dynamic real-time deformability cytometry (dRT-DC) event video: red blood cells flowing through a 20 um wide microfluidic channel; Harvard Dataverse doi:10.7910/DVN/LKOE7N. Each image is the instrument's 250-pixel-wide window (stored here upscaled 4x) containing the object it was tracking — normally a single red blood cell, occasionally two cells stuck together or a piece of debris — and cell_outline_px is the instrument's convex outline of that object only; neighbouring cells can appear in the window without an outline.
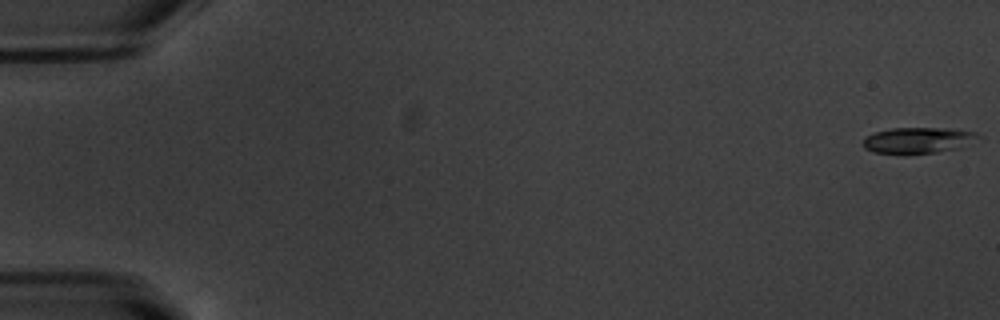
{"species": "common noctule bat (a hibernating species)", "species_latin": "Nyctalus noctula", "temperature_condition": "warm", "stored_images_in_passage": 16, "camera_frame_rate_fps": 3000, "um_per_image_px": 0.085, "animal": {"sex": "male", "body_mass_g": 20.1, "forearm_length_mm": 53.5}, "frame": {"image": 1, "passage_image": 1, "time_ms": 0.0, "image_size_px": [1000, 320], "cell_outline_px": [[984, 136], [960, 148], [936, 152], [872, 152], [864, 148], [864, 136], [876, 132], [892, 128], [948, 128], [976, 132]], "centroid_in_image_um": [78.1, 11.89], "position_along_channel_um": 6.9, "area_um2": 17.11}}
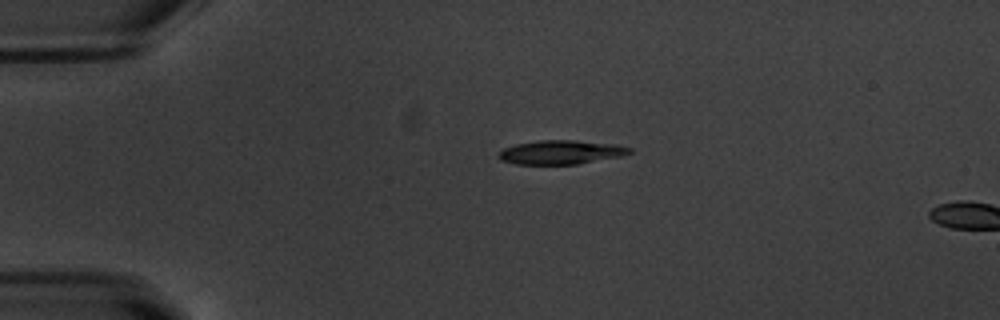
{"frame": {"image": 2, "passage_image": 13, "time_ms": 4.0, "image_size_px": [1000, 320], "cell_outline_px": [[632, 152], [620, 156], [576, 164], [516, 164], [500, 160], [496, 156], [504, 148], [516, 144], [540, 140], [572, 140], [616, 144], [632, 148]], "centroid_in_image_um": [47.66, 12.94], "position_along_channel_um": 37.3, "area_um2": 18.15}}